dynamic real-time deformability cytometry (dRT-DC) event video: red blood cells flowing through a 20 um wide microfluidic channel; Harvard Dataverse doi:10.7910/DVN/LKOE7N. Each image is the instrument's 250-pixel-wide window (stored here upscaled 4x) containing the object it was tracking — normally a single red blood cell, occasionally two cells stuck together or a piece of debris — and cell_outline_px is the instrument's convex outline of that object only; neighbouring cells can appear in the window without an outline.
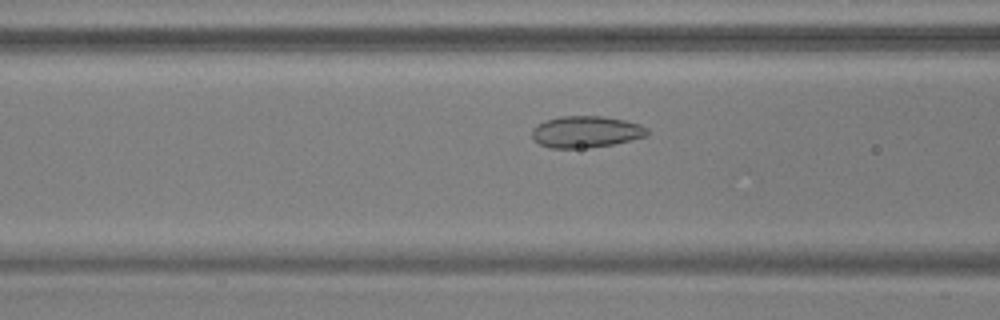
{"species": "common noctule bat (a hibernating species)", "species_latin": "Nyctalus noctula", "temperature_condition": "warm", "stored_images_in_passage": 48, "camera_frame_rate_fps": 3000, "um_per_image_px": 0.085, "animal": {"sex": "male", "body_mass_g": 17.9, "forearm_length_mm": 54.2}, "frame": {"image": 1, "passage_image": 16, "time_ms": 5.0, "image_size_px": [1000, 320], "cell_outline_px": [[648, 136], [612, 144], [588, 148], [552, 148], [540, 144], [532, 136], [532, 128], [536, 124], [560, 116], [600, 116], [624, 120], [640, 124], [648, 128]], "centroid_in_image_um": [49.82, 11.2], "position_along_channel_um": 116.8, "area_um2": 21.15}}
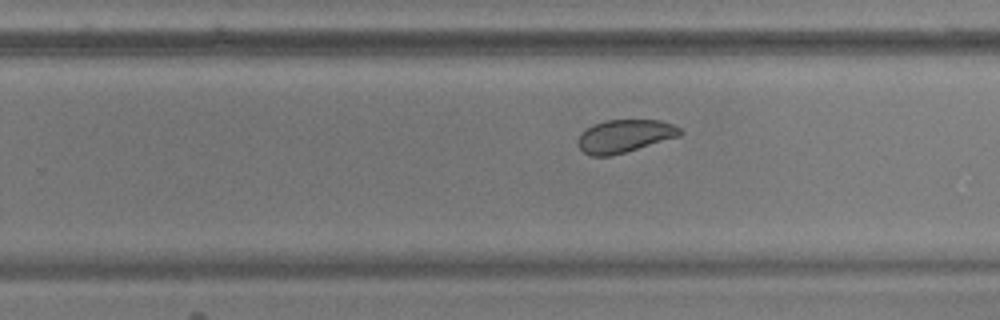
{"frame": {"image": 2, "passage_image": 29, "time_ms": 9.333, "image_size_px": [1000, 320], "cell_outline_px": [[684, 132], [680, 136], [624, 152], [608, 156], [592, 156], [584, 152], [580, 148], [580, 132], [592, 124], [604, 120], [660, 120], [672, 124], [680, 128]], "centroid_in_image_um": [53.11, 11.54], "position_along_channel_um": 276.7, "area_um2": 19.36}}
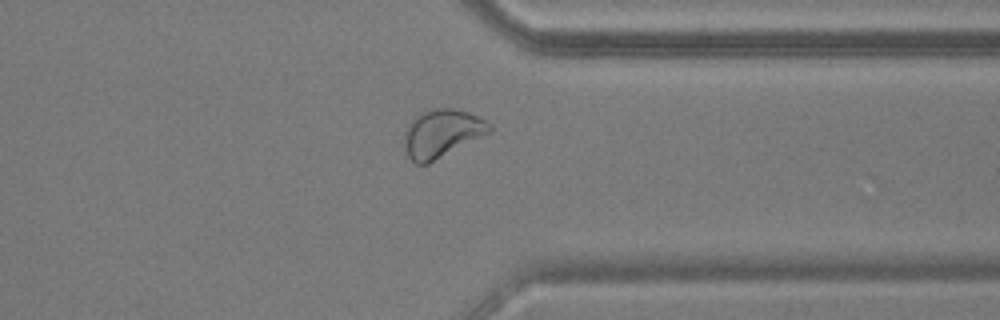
{"frame": {"image": 3, "passage_image": 37, "time_ms": 12.0, "image_size_px": [1000, 320], "cell_outline_px": [[492, 132], [428, 164], [416, 164], [408, 156], [404, 148], [404, 132], [408, 124], [420, 112], [432, 108], [452, 108], [468, 112], [492, 124]], "centroid_in_image_um": [37.56, 11.34], "position_along_channel_um": 373.8, "area_um2": 24.04}, "authors_computed_cell_mechanics": {"area_um2": 22.4553, "velocity_mm_per_s": 3.6998, "shape_relaxation_time_tau1_ms": 3.2504, "shape_relaxation_time_tau2_ms": 0.8646, "deformation_change_tau1": 0.0831, "deformation_change_tau2": 0.0537}}